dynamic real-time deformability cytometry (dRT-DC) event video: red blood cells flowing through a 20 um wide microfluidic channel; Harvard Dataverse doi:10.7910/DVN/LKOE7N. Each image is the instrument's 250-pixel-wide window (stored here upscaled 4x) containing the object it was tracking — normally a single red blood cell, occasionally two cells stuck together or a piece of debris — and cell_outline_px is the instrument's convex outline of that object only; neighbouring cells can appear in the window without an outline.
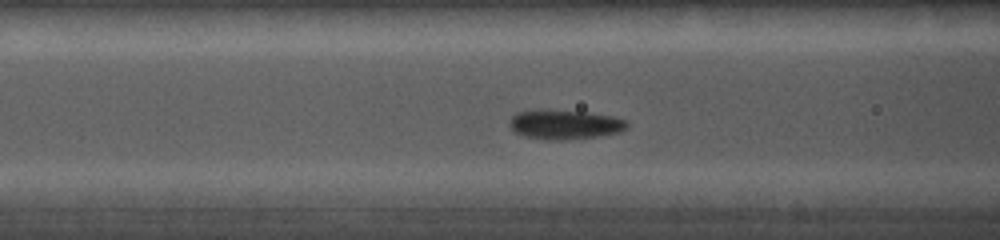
{"species": "common noctule bat (a hibernating species)", "species_latin": "Nyctalus noctula", "temperature_condition": "cold", "stored_images_in_passage": 28, "camera_frame_rate_fps": 5000, "um_per_image_px": 0.085, "animal": {"sex": "female", "body_mass_g": 19.0, "forearm_length_mm": 56.7}, "frame": {"image": 1, "passage_image": 11, "time_ms": 4.6, "image_size_px": [1000, 240], "cell_outline_px": [[628, 128], [620, 132], [596, 136], [564, 140], [544, 140], [524, 136], [516, 132], [508, 124], [508, 120], [516, 112], [540, 108], [544, 108], [588, 112], [612, 116], [628, 120]], "centroid_in_image_um": [47.98, 10.56], "position_along_channel_um": 118.6, "area_um2": 20.69}}
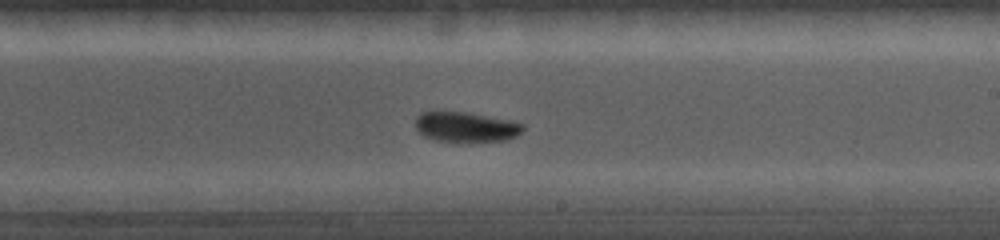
{"frame": {"image": 2, "passage_image": 21, "time_ms": 7.6, "image_size_px": [1000, 240], "cell_outline_px": [[524, 128], [516, 136], [504, 140], [472, 144], [460, 144], [436, 140], [424, 136], [416, 128], [416, 116], [420, 112], [468, 112], [508, 120], [524, 124]], "centroid_in_image_um": [39.59, 10.84], "position_along_channel_um": 249.4, "area_um2": 19.36}}
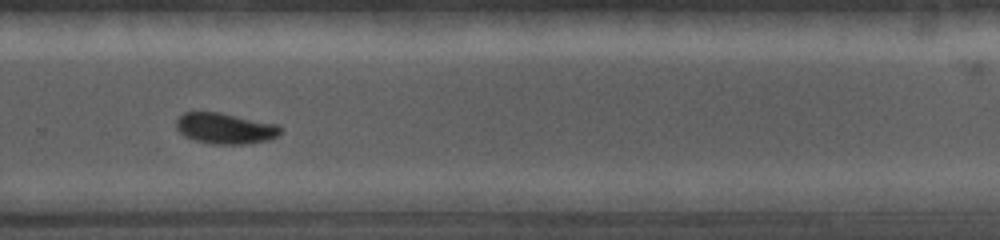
{"frame": {"image": 3, "passage_image": 26, "time_ms": 9.0, "image_size_px": [1000, 240], "cell_outline_px": [[280, 132], [276, 136], [268, 140], [244, 144], [212, 144], [196, 140], [184, 136], [176, 128], [176, 120], [184, 112], [220, 112], [280, 124]], "centroid_in_image_um": [19.14, 10.9], "position_along_channel_um": 310.7, "area_um2": 18.79}}